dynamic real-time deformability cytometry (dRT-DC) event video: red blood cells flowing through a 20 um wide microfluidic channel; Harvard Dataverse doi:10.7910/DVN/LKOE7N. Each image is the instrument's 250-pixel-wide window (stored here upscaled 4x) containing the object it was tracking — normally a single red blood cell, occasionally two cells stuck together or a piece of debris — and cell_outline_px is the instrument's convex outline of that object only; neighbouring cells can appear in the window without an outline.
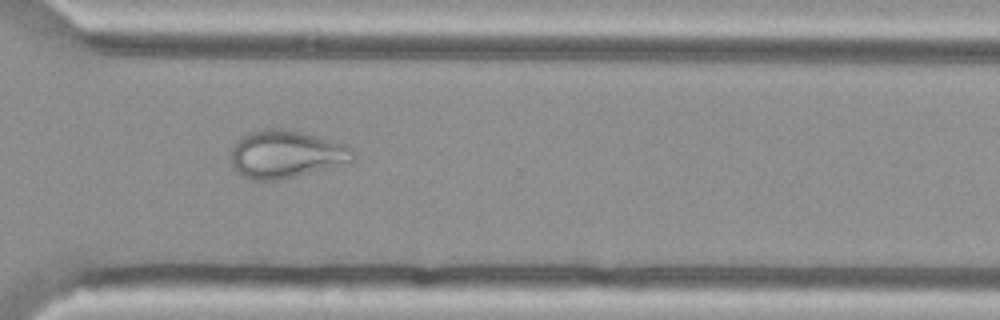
{"species": "Egyptian fruit bat (a non-hibernating species)", "species_latin": "Rousettus aegyptiacus", "temperature_condition": "cold", "stored_images_in_passage": 51, "camera_frame_rate_fps": 3000, "um_per_image_px": 0.085, "animal": {"sex": "female"}, "frame": {"image": 1, "passage_image": 36, "time_ms": 11.667, "image_size_px": [1000, 320], "cell_outline_px": [[356, 160], [352, 164], [276, 180], [256, 180], [244, 176], [236, 172], [232, 168], [232, 148], [248, 132], [264, 128], [284, 128], [348, 144], [352, 148], [356, 156]], "centroid_in_image_um": [24.41, 13.11], "position_along_channel_um": 346.2, "area_um2": 34.33}}
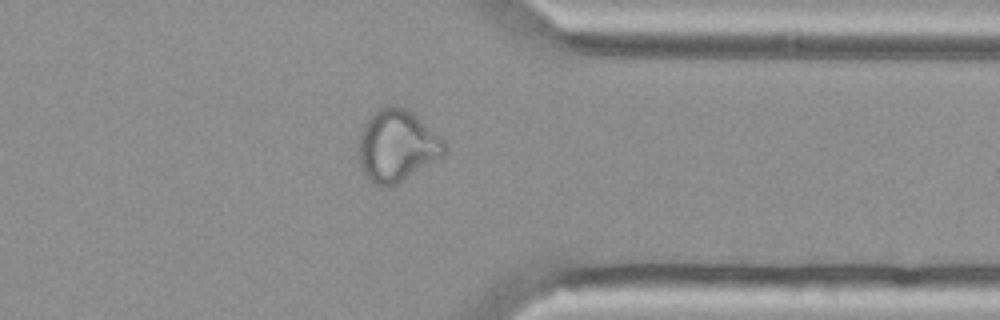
{"frame": {"image": 2, "passage_image": 39, "time_ms": 12.667, "image_size_px": [1000, 320], "cell_outline_px": [[448, 148], [444, 156], [396, 184], [388, 188], [380, 188], [368, 180], [360, 164], [360, 132], [368, 120], [380, 108], [388, 104], [396, 104], [412, 112], [444, 140]], "centroid_in_image_um": [33.77, 12.41], "position_along_channel_um": 377.6, "area_um2": 35.78}}